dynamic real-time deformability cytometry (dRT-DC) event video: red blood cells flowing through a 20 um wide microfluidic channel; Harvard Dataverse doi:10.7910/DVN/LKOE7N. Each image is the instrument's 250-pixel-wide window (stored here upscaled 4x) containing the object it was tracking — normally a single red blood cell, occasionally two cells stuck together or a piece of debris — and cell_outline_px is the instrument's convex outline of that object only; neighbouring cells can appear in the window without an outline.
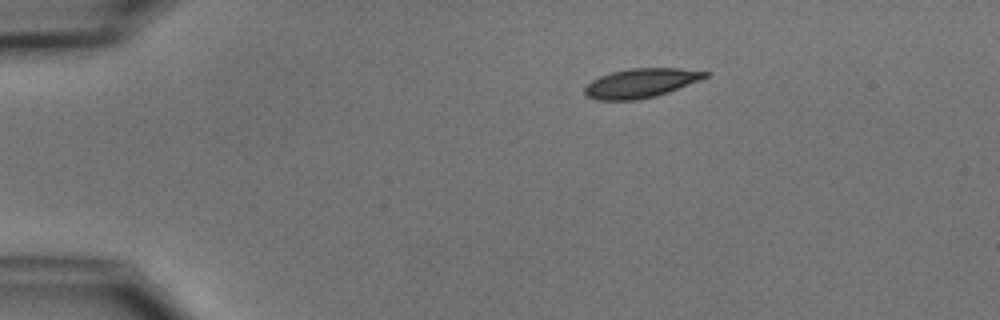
{"species": "common noctule bat (a hibernating species)", "species_latin": "Nyctalus noctula", "temperature_condition": "cold", "stored_images_in_passage": 45, "camera_frame_rate_fps": 3000, "um_per_image_px": 0.085, "animal": {"sex": "male", "body_mass_g": 15.6}, "frame": {"image": 1, "passage_image": 1, "time_ms": 0.0, "image_size_px": [1000, 320], "cell_outline_px": [[708, 76], [700, 80], [668, 92], [656, 96], [636, 100], [596, 100], [588, 96], [584, 92], [584, 88], [592, 80], [600, 76], [612, 72], [632, 68], [680, 68], [708, 72]], "centroid_in_image_um": [54.47, 7.06], "position_along_channel_um": 30.5, "area_um2": 20.35}}
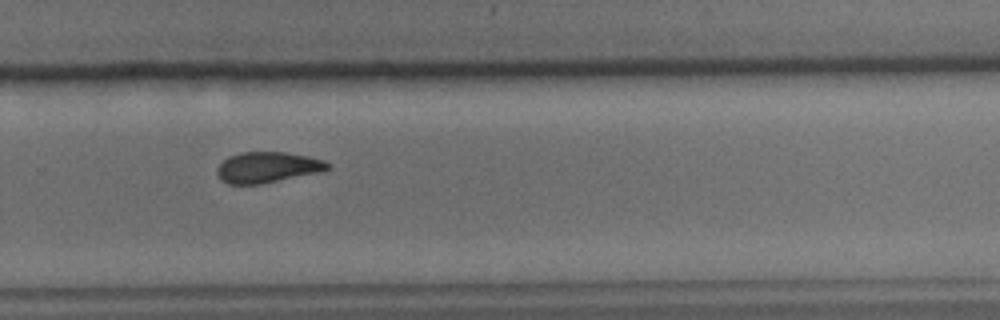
{"frame": {"image": 2, "passage_image": 28, "time_ms": 9.0, "image_size_px": [1000, 320], "cell_outline_px": [[328, 168], [320, 172], [260, 184], [228, 184], [220, 180], [216, 172], [216, 168], [228, 156], [240, 152], [284, 152], [308, 156], [324, 160], [328, 164]], "centroid_in_image_um": [22.68, 14.22], "position_along_channel_um": 307.1, "area_um2": 19.77}}
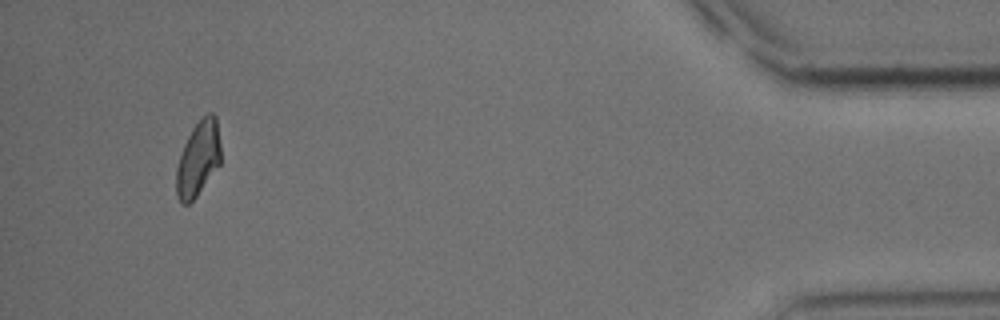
{"frame": {"image": 3, "passage_image": 42, "time_ms": 13.667, "image_size_px": [1000, 320], "cell_outline_px": [[220, 164], [196, 196], [188, 204], [184, 204], [176, 196], [176, 168], [184, 144], [192, 128], [208, 112], [212, 112], [216, 116], [220, 144]], "centroid_in_image_um": [16.84, 13.48], "position_along_channel_um": 418.4, "area_um2": 19.19}, "authors_computed_cell_mechanics": {"area_um2": 20.519, "velocity_mm_per_s": 3.746, "shape_relaxation_time_tau1_ms": 4.7478, "shape_relaxation_time_tau2_ms": 5.6711, "deformation_change_tau1": 0.1249, "deformation_change_tau2": 0.1151}}